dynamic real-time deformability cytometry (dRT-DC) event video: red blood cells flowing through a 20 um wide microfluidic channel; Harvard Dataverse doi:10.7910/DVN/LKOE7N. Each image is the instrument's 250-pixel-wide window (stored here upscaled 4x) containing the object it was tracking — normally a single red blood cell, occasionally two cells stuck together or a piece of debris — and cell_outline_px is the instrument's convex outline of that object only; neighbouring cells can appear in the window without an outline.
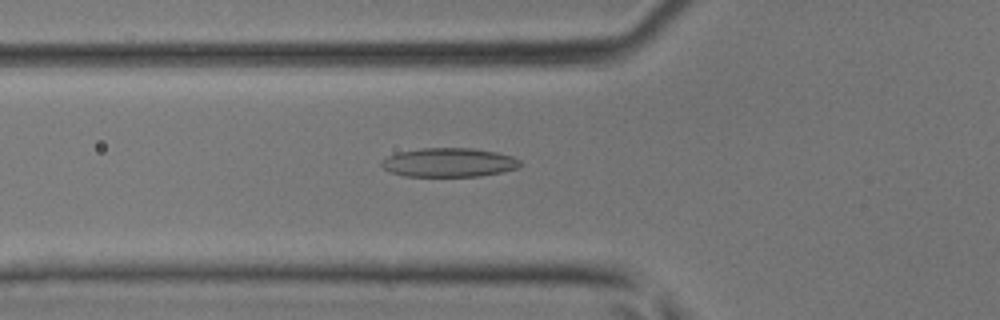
{"species": "common noctule bat (a hibernating species)", "species_latin": "Nyctalus noctula", "temperature_condition": "room temperature", "stored_images_in_passage": 34, "camera_frame_rate_fps": 3000, "um_per_image_px": 0.085, "animal": {"sex": "male", "body_mass_g": 17.9, "forearm_length_mm": 54.2}, "frame": {"image": 1, "passage_image": 6, "time_ms": 1.667, "image_size_px": [1000, 320], "cell_outline_px": [[520, 168], [480, 176], [404, 176], [392, 172], [384, 168], [380, 164], [380, 160], [388, 156], [400, 152], [420, 148], [472, 148], [496, 152], [512, 156], [520, 160]], "centroid_in_image_um": [38.16, 13.81], "position_along_channel_um": 87.6, "area_um2": 23.35}}
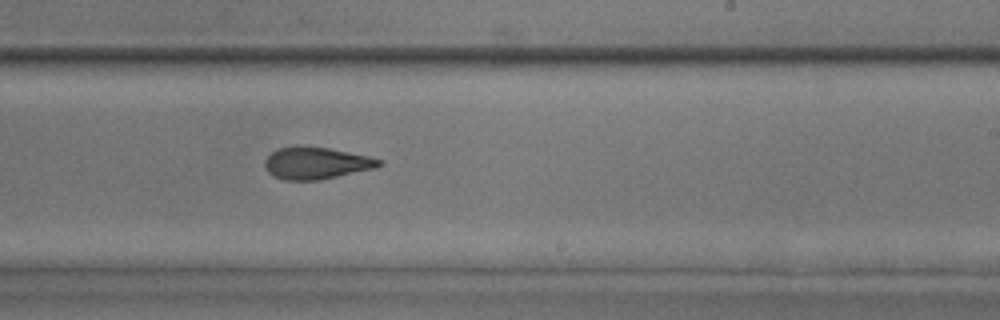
{"frame": {"image": 2, "passage_image": 17, "time_ms": 5.333, "image_size_px": [1000, 320], "cell_outline_px": [[384, 164], [376, 168], [320, 180], [284, 180], [272, 176], [264, 168], [264, 160], [272, 152], [280, 148], [296, 144], [328, 148], [368, 156], [384, 160]], "centroid_in_image_um": [26.87, 13.86], "position_along_channel_um": 262.1, "area_um2": 21.68}}
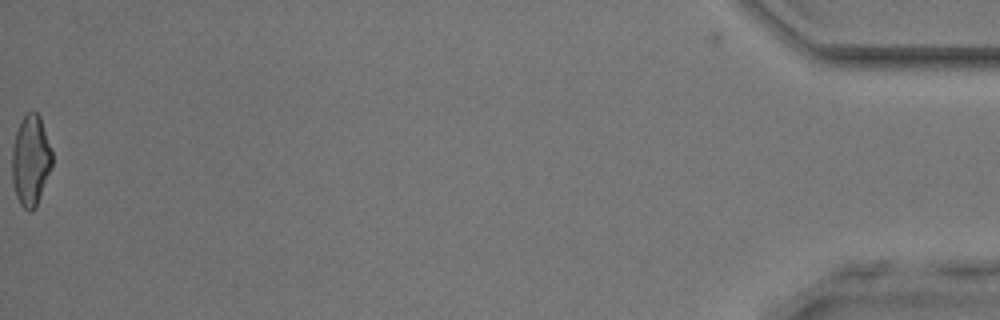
{"frame": {"image": 3, "passage_image": 34, "time_ms": 11.0, "image_size_px": [1000, 320], "cell_outline_px": [[52, 168], [36, 204], [32, 212], [28, 212], [20, 204], [16, 196], [12, 184], [12, 148], [16, 132], [24, 116], [32, 108], [40, 116], [52, 152]], "centroid_in_image_um": [2.6, 13.64], "position_along_channel_um": 432.6, "area_um2": 21.15}}